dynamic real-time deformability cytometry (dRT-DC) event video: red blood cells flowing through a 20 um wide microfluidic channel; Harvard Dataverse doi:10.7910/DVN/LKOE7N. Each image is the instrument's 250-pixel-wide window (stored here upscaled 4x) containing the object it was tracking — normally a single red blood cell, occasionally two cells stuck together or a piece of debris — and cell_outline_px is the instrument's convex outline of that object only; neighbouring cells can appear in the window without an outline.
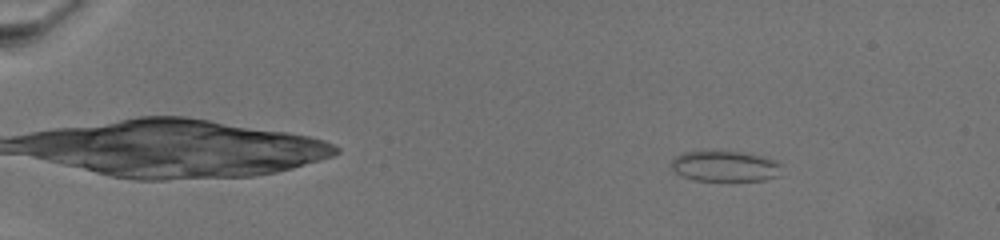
{"species": "common noctule bat (a hibernating species)", "species_latin": "Nyctalus noctula", "temperature_condition": "warm", "stored_images_in_passage": 38, "camera_frame_rate_fps": 3000, "um_per_image_px": 0.085, "animal": {"sex": "female", "body_mass_g": 19.5, "forearm_length_mm": 54.1}, "frame": {"image": 1, "passage_image": 2, "time_ms": 1.667, "image_size_px": [1000, 240], "cell_outline_px": [[780, 176], [764, 180], [696, 180], [684, 176], [676, 172], [672, 168], [672, 160], [676, 156], [684, 152], [752, 152], [764, 156], [780, 164]], "centroid_in_image_um": [61.67, 14.12], "position_along_channel_um": 23.3, "area_um2": 19.42}}
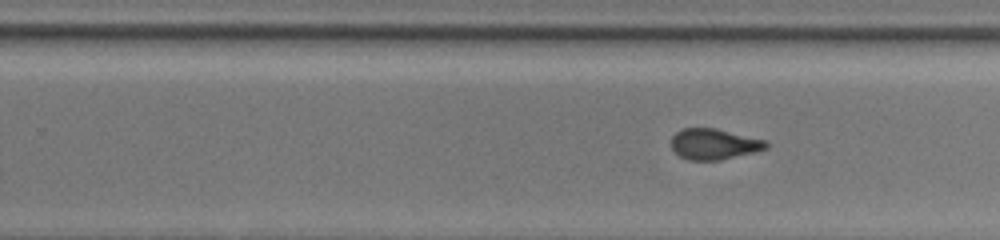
{"frame": {"image": 2, "passage_image": 25, "time_ms": 14.0, "image_size_px": [1000, 240], "cell_outline_px": [[768, 148], [756, 152], [720, 160], [688, 160], [680, 156], [672, 148], [672, 136], [676, 132], [684, 128], [716, 128], [768, 140]], "centroid_in_image_um": [60.74, 12.24], "position_along_channel_um": 269.1, "area_um2": 17.17}}
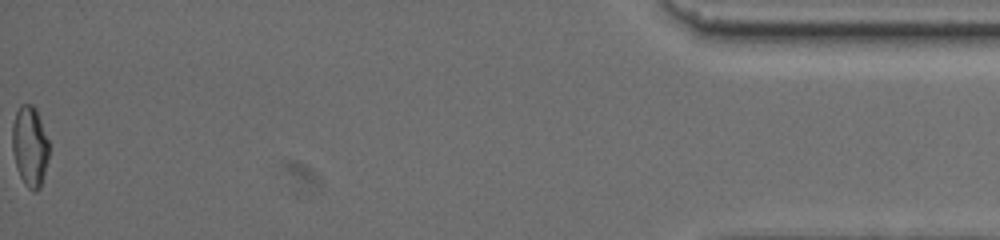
{"frame": {"image": 3, "passage_image": 38, "time_ms": 22.0, "image_size_px": [1000, 240], "cell_outline_px": [[48, 160], [40, 188], [36, 192], [32, 192], [24, 184], [20, 176], [16, 164], [12, 148], [12, 124], [16, 112], [20, 104], [32, 104], [36, 108], [48, 140]], "centroid_in_image_um": [2.53, 12.43], "position_along_channel_um": 432.7, "area_um2": 17.22}}